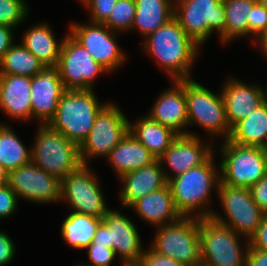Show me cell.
Instances as JSON below:
<instances>
[{
    "mask_svg": "<svg viewBox=\"0 0 267 266\" xmlns=\"http://www.w3.org/2000/svg\"><path fill=\"white\" fill-rule=\"evenodd\" d=\"M143 41V53L154 59L169 81L193 79L192 68L202 47L185 33L175 17Z\"/></svg>",
    "mask_w": 267,
    "mask_h": 266,
    "instance_id": "1",
    "label": "cell"
},
{
    "mask_svg": "<svg viewBox=\"0 0 267 266\" xmlns=\"http://www.w3.org/2000/svg\"><path fill=\"white\" fill-rule=\"evenodd\" d=\"M214 152L203 164L193 167L168 181L175 208L182 217H211L212 192L218 193L220 164ZM214 190V191H213Z\"/></svg>",
    "mask_w": 267,
    "mask_h": 266,
    "instance_id": "2",
    "label": "cell"
},
{
    "mask_svg": "<svg viewBox=\"0 0 267 266\" xmlns=\"http://www.w3.org/2000/svg\"><path fill=\"white\" fill-rule=\"evenodd\" d=\"M108 102H100L95 88L66 90L61 95L56 114L49 125L80 146L93 127L99 111Z\"/></svg>",
    "mask_w": 267,
    "mask_h": 266,
    "instance_id": "3",
    "label": "cell"
},
{
    "mask_svg": "<svg viewBox=\"0 0 267 266\" xmlns=\"http://www.w3.org/2000/svg\"><path fill=\"white\" fill-rule=\"evenodd\" d=\"M31 145V161L62 181L81 165L79 146L49 124H38Z\"/></svg>",
    "mask_w": 267,
    "mask_h": 266,
    "instance_id": "4",
    "label": "cell"
},
{
    "mask_svg": "<svg viewBox=\"0 0 267 266\" xmlns=\"http://www.w3.org/2000/svg\"><path fill=\"white\" fill-rule=\"evenodd\" d=\"M217 92H212L194 78L185 79L188 128L201 127L212 142L217 137L222 141L228 140L231 134L221 90Z\"/></svg>",
    "mask_w": 267,
    "mask_h": 266,
    "instance_id": "5",
    "label": "cell"
},
{
    "mask_svg": "<svg viewBox=\"0 0 267 266\" xmlns=\"http://www.w3.org/2000/svg\"><path fill=\"white\" fill-rule=\"evenodd\" d=\"M199 236L202 264L246 266L249 240L235 233L230 227L215 221L212 217L199 218Z\"/></svg>",
    "mask_w": 267,
    "mask_h": 266,
    "instance_id": "6",
    "label": "cell"
},
{
    "mask_svg": "<svg viewBox=\"0 0 267 266\" xmlns=\"http://www.w3.org/2000/svg\"><path fill=\"white\" fill-rule=\"evenodd\" d=\"M220 155V177L231 186L250 188L267 173V149L241 146L229 140L216 146Z\"/></svg>",
    "mask_w": 267,
    "mask_h": 266,
    "instance_id": "7",
    "label": "cell"
},
{
    "mask_svg": "<svg viewBox=\"0 0 267 266\" xmlns=\"http://www.w3.org/2000/svg\"><path fill=\"white\" fill-rule=\"evenodd\" d=\"M216 196L223 210L222 213L214 210L211 217L250 240L266 215L252 199L250 189L231 186L220 180Z\"/></svg>",
    "mask_w": 267,
    "mask_h": 266,
    "instance_id": "8",
    "label": "cell"
},
{
    "mask_svg": "<svg viewBox=\"0 0 267 266\" xmlns=\"http://www.w3.org/2000/svg\"><path fill=\"white\" fill-rule=\"evenodd\" d=\"M174 17L199 46L202 47L214 32L224 45L226 18L223 0H174Z\"/></svg>",
    "mask_w": 267,
    "mask_h": 266,
    "instance_id": "9",
    "label": "cell"
},
{
    "mask_svg": "<svg viewBox=\"0 0 267 266\" xmlns=\"http://www.w3.org/2000/svg\"><path fill=\"white\" fill-rule=\"evenodd\" d=\"M139 232L131 217L118 209H109L90 245L108 246L114 250L120 264L136 266L144 251Z\"/></svg>",
    "mask_w": 267,
    "mask_h": 266,
    "instance_id": "10",
    "label": "cell"
},
{
    "mask_svg": "<svg viewBox=\"0 0 267 266\" xmlns=\"http://www.w3.org/2000/svg\"><path fill=\"white\" fill-rule=\"evenodd\" d=\"M155 230L149 243L154 251L173 258L183 266H198L202 263L199 218L181 217Z\"/></svg>",
    "mask_w": 267,
    "mask_h": 266,
    "instance_id": "11",
    "label": "cell"
},
{
    "mask_svg": "<svg viewBox=\"0 0 267 266\" xmlns=\"http://www.w3.org/2000/svg\"><path fill=\"white\" fill-rule=\"evenodd\" d=\"M129 119L114 101H109L98 113L93 127L79 146L83 165L91 159L109 156L112 149L128 134Z\"/></svg>",
    "mask_w": 267,
    "mask_h": 266,
    "instance_id": "12",
    "label": "cell"
},
{
    "mask_svg": "<svg viewBox=\"0 0 267 266\" xmlns=\"http://www.w3.org/2000/svg\"><path fill=\"white\" fill-rule=\"evenodd\" d=\"M90 165H81L61 181L60 204H69L71 211L102 218L109 206L99 176Z\"/></svg>",
    "mask_w": 267,
    "mask_h": 266,
    "instance_id": "13",
    "label": "cell"
},
{
    "mask_svg": "<svg viewBox=\"0 0 267 266\" xmlns=\"http://www.w3.org/2000/svg\"><path fill=\"white\" fill-rule=\"evenodd\" d=\"M68 27L67 32L111 75L127 62V54L117 43L120 33L101 23L70 21Z\"/></svg>",
    "mask_w": 267,
    "mask_h": 266,
    "instance_id": "14",
    "label": "cell"
},
{
    "mask_svg": "<svg viewBox=\"0 0 267 266\" xmlns=\"http://www.w3.org/2000/svg\"><path fill=\"white\" fill-rule=\"evenodd\" d=\"M56 68L65 90L94 89L98 77L110 74L69 33L64 36Z\"/></svg>",
    "mask_w": 267,
    "mask_h": 266,
    "instance_id": "15",
    "label": "cell"
},
{
    "mask_svg": "<svg viewBox=\"0 0 267 266\" xmlns=\"http://www.w3.org/2000/svg\"><path fill=\"white\" fill-rule=\"evenodd\" d=\"M8 185L18 199L38 204H55L61 200V181L30 161L8 172Z\"/></svg>",
    "mask_w": 267,
    "mask_h": 266,
    "instance_id": "16",
    "label": "cell"
},
{
    "mask_svg": "<svg viewBox=\"0 0 267 266\" xmlns=\"http://www.w3.org/2000/svg\"><path fill=\"white\" fill-rule=\"evenodd\" d=\"M201 138L188 134L178 135L159 158L167 182L203 164L215 152V144L209 139L206 142Z\"/></svg>",
    "mask_w": 267,
    "mask_h": 266,
    "instance_id": "17",
    "label": "cell"
},
{
    "mask_svg": "<svg viewBox=\"0 0 267 266\" xmlns=\"http://www.w3.org/2000/svg\"><path fill=\"white\" fill-rule=\"evenodd\" d=\"M171 86L162 90L146 113L163 126L171 128L178 135L199 136L188 130L187 101L185 97V80H172Z\"/></svg>",
    "mask_w": 267,
    "mask_h": 266,
    "instance_id": "18",
    "label": "cell"
},
{
    "mask_svg": "<svg viewBox=\"0 0 267 266\" xmlns=\"http://www.w3.org/2000/svg\"><path fill=\"white\" fill-rule=\"evenodd\" d=\"M65 91L56 67H46L33 76L30 90L32 119L38 121L37 124H49Z\"/></svg>",
    "mask_w": 267,
    "mask_h": 266,
    "instance_id": "19",
    "label": "cell"
},
{
    "mask_svg": "<svg viewBox=\"0 0 267 266\" xmlns=\"http://www.w3.org/2000/svg\"><path fill=\"white\" fill-rule=\"evenodd\" d=\"M220 88L226 118L231 128L263 104L262 85L255 81L246 83L230 74Z\"/></svg>",
    "mask_w": 267,
    "mask_h": 266,
    "instance_id": "20",
    "label": "cell"
},
{
    "mask_svg": "<svg viewBox=\"0 0 267 266\" xmlns=\"http://www.w3.org/2000/svg\"><path fill=\"white\" fill-rule=\"evenodd\" d=\"M32 77L0 74V111L9 120H32L30 90Z\"/></svg>",
    "mask_w": 267,
    "mask_h": 266,
    "instance_id": "21",
    "label": "cell"
},
{
    "mask_svg": "<svg viewBox=\"0 0 267 266\" xmlns=\"http://www.w3.org/2000/svg\"><path fill=\"white\" fill-rule=\"evenodd\" d=\"M118 180L121 184L120 191L117 193L121 209H128L139 198L168 183L159 159L150 165L125 173Z\"/></svg>",
    "mask_w": 267,
    "mask_h": 266,
    "instance_id": "22",
    "label": "cell"
},
{
    "mask_svg": "<svg viewBox=\"0 0 267 266\" xmlns=\"http://www.w3.org/2000/svg\"><path fill=\"white\" fill-rule=\"evenodd\" d=\"M128 209L134 210V213L146 224L155 226L154 229L174 223L182 217L175 208L168 183L139 198Z\"/></svg>",
    "mask_w": 267,
    "mask_h": 266,
    "instance_id": "23",
    "label": "cell"
},
{
    "mask_svg": "<svg viewBox=\"0 0 267 266\" xmlns=\"http://www.w3.org/2000/svg\"><path fill=\"white\" fill-rule=\"evenodd\" d=\"M116 178L155 162L156 157L131 134H128L112 149L106 158Z\"/></svg>",
    "mask_w": 267,
    "mask_h": 266,
    "instance_id": "24",
    "label": "cell"
},
{
    "mask_svg": "<svg viewBox=\"0 0 267 266\" xmlns=\"http://www.w3.org/2000/svg\"><path fill=\"white\" fill-rule=\"evenodd\" d=\"M48 22L32 24L22 33L21 43L33 53L45 67H57L64 37L56 38ZM59 41V42H58Z\"/></svg>",
    "mask_w": 267,
    "mask_h": 266,
    "instance_id": "25",
    "label": "cell"
},
{
    "mask_svg": "<svg viewBox=\"0 0 267 266\" xmlns=\"http://www.w3.org/2000/svg\"><path fill=\"white\" fill-rule=\"evenodd\" d=\"M130 134L159 159L178 136L171 128L161 125L149 115L129 120Z\"/></svg>",
    "mask_w": 267,
    "mask_h": 266,
    "instance_id": "26",
    "label": "cell"
},
{
    "mask_svg": "<svg viewBox=\"0 0 267 266\" xmlns=\"http://www.w3.org/2000/svg\"><path fill=\"white\" fill-rule=\"evenodd\" d=\"M132 30L146 38L174 17V0H135Z\"/></svg>",
    "mask_w": 267,
    "mask_h": 266,
    "instance_id": "27",
    "label": "cell"
},
{
    "mask_svg": "<svg viewBox=\"0 0 267 266\" xmlns=\"http://www.w3.org/2000/svg\"><path fill=\"white\" fill-rule=\"evenodd\" d=\"M241 146L267 149V106L263 103L231 128L228 138Z\"/></svg>",
    "mask_w": 267,
    "mask_h": 266,
    "instance_id": "28",
    "label": "cell"
},
{
    "mask_svg": "<svg viewBox=\"0 0 267 266\" xmlns=\"http://www.w3.org/2000/svg\"><path fill=\"white\" fill-rule=\"evenodd\" d=\"M102 220L93 215L70 211L60 225V235L70 247L84 250L92 243Z\"/></svg>",
    "mask_w": 267,
    "mask_h": 266,
    "instance_id": "29",
    "label": "cell"
},
{
    "mask_svg": "<svg viewBox=\"0 0 267 266\" xmlns=\"http://www.w3.org/2000/svg\"><path fill=\"white\" fill-rule=\"evenodd\" d=\"M30 161L31 146L26 147L11 125L0 121V165L10 172Z\"/></svg>",
    "mask_w": 267,
    "mask_h": 266,
    "instance_id": "30",
    "label": "cell"
},
{
    "mask_svg": "<svg viewBox=\"0 0 267 266\" xmlns=\"http://www.w3.org/2000/svg\"><path fill=\"white\" fill-rule=\"evenodd\" d=\"M45 68L21 42L14 43L0 60V74L33 77Z\"/></svg>",
    "mask_w": 267,
    "mask_h": 266,
    "instance_id": "31",
    "label": "cell"
},
{
    "mask_svg": "<svg viewBox=\"0 0 267 266\" xmlns=\"http://www.w3.org/2000/svg\"><path fill=\"white\" fill-rule=\"evenodd\" d=\"M223 2L226 18L224 45H226L235 39L248 37L249 13L257 0H223Z\"/></svg>",
    "mask_w": 267,
    "mask_h": 266,
    "instance_id": "32",
    "label": "cell"
},
{
    "mask_svg": "<svg viewBox=\"0 0 267 266\" xmlns=\"http://www.w3.org/2000/svg\"><path fill=\"white\" fill-rule=\"evenodd\" d=\"M135 12V0H118L108 19L103 24L114 32L121 34H124V32L130 33Z\"/></svg>",
    "mask_w": 267,
    "mask_h": 266,
    "instance_id": "33",
    "label": "cell"
},
{
    "mask_svg": "<svg viewBox=\"0 0 267 266\" xmlns=\"http://www.w3.org/2000/svg\"><path fill=\"white\" fill-rule=\"evenodd\" d=\"M29 7L27 0H0V25L17 30L29 18Z\"/></svg>",
    "mask_w": 267,
    "mask_h": 266,
    "instance_id": "34",
    "label": "cell"
},
{
    "mask_svg": "<svg viewBox=\"0 0 267 266\" xmlns=\"http://www.w3.org/2000/svg\"><path fill=\"white\" fill-rule=\"evenodd\" d=\"M88 255L87 261H80L73 264V266H112L116 256L114 250L108 246L89 245L84 249Z\"/></svg>",
    "mask_w": 267,
    "mask_h": 266,
    "instance_id": "35",
    "label": "cell"
},
{
    "mask_svg": "<svg viewBox=\"0 0 267 266\" xmlns=\"http://www.w3.org/2000/svg\"><path fill=\"white\" fill-rule=\"evenodd\" d=\"M248 20V37L252 43L267 28V8L256 2L250 11Z\"/></svg>",
    "mask_w": 267,
    "mask_h": 266,
    "instance_id": "36",
    "label": "cell"
},
{
    "mask_svg": "<svg viewBox=\"0 0 267 266\" xmlns=\"http://www.w3.org/2000/svg\"><path fill=\"white\" fill-rule=\"evenodd\" d=\"M118 0H91L86 6L89 18L88 22L103 24L109 17Z\"/></svg>",
    "mask_w": 267,
    "mask_h": 266,
    "instance_id": "37",
    "label": "cell"
},
{
    "mask_svg": "<svg viewBox=\"0 0 267 266\" xmlns=\"http://www.w3.org/2000/svg\"><path fill=\"white\" fill-rule=\"evenodd\" d=\"M18 200L17 195L8 184L0 186V220L11 218L17 213L20 202Z\"/></svg>",
    "mask_w": 267,
    "mask_h": 266,
    "instance_id": "38",
    "label": "cell"
},
{
    "mask_svg": "<svg viewBox=\"0 0 267 266\" xmlns=\"http://www.w3.org/2000/svg\"><path fill=\"white\" fill-rule=\"evenodd\" d=\"M137 266H183L171 257L161 255L154 251L150 246L144 248L140 263Z\"/></svg>",
    "mask_w": 267,
    "mask_h": 266,
    "instance_id": "39",
    "label": "cell"
},
{
    "mask_svg": "<svg viewBox=\"0 0 267 266\" xmlns=\"http://www.w3.org/2000/svg\"><path fill=\"white\" fill-rule=\"evenodd\" d=\"M16 244L12 237L3 230H0V266H7L12 263L16 256Z\"/></svg>",
    "mask_w": 267,
    "mask_h": 266,
    "instance_id": "40",
    "label": "cell"
},
{
    "mask_svg": "<svg viewBox=\"0 0 267 266\" xmlns=\"http://www.w3.org/2000/svg\"><path fill=\"white\" fill-rule=\"evenodd\" d=\"M249 189L254 202L267 214V173Z\"/></svg>",
    "mask_w": 267,
    "mask_h": 266,
    "instance_id": "41",
    "label": "cell"
},
{
    "mask_svg": "<svg viewBox=\"0 0 267 266\" xmlns=\"http://www.w3.org/2000/svg\"><path fill=\"white\" fill-rule=\"evenodd\" d=\"M250 246L267 251V214L263 217L262 223L256 233L249 240Z\"/></svg>",
    "mask_w": 267,
    "mask_h": 266,
    "instance_id": "42",
    "label": "cell"
},
{
    "mask_svg": "<svg viewBox=\"0 0 267 266\" xmlns=\"http://www.w3.org/2000/svg\"><path fill=\"white\" fill-rule=\"evenodd\" d=\"M14 31H16L15 28L7 25H0V60L15 43L14 39H16V34H14Z\"/></svg>",
    "mask_w": 267,
    "mask_h": 266,
    "instance_id": "43",
    "label": "cell"
},
{
    "mask_svg": "<svg viewBox=\"0 0 267 266\" xmlns=\"http://www.w3.org/2000/svg\"><path fill=\"white\" fill-rule=\"evenodd\" d=\"M246 266H267V251L249 246Z\"/></svg>",
    "mask_w": 267,
    "mask_h": 266,
    "instance_id": "44",
    "label": "cell"
},
{
    "mask_svg": "<svg viewBox=\"0 0 267 266\" xmlns=\"http://www.w3.org/2000/svg\"><path fill=\"white\" fill-rule=\"evenodd\" d=\"M252 44L254 47L257 46L259 49L257 51H260L261 56L267 61V28L255 38Z\"/></svg>",
    "mask_w": 267,
    "mask_h": 266,
    "instance_id": "45",
    "label": "cell"
},
{
    "mask_svg": "<svg viewBox=\"0 0 267 266\" xmlns=\"http://www.w3.org/2000/svg\"><path fill=\"white\" fill-rule=\"evenodd\" d=\"M8 184V171L0 165V186Z\"/></svg>",
    "mask_w": 267,
    "mask_h": 266,
    "instance_id": "46",
    "label": "cell"
},
{
    "mask_svg": "<svg viewBox=\"0 0 267 266\" xmlns=\"http://www.w3.org/2000/svg\"><path fill=\"white\" fill-rule=\"evenodd\" d=\"M264 85L262 84V91H263V103L267 106V84L265 85V87H263Z\"/></svg>",
    "mask_w": 267,
    "mask_h": 266,
    "instance_id": "47",
    "label": "cell"
},
{
    "mask_svg": "<svg viewBox=\"0 0 267 266\" xmlns=\"http://www.w3.org/2000/svg\"><path fill=\"white\" fill-rule=\"evenodd\" d=\"M79 1L78 3L81 4L84 9L86 8V6L91 2V0H76Z\"/></svg>",
    "mask_w": 267,
    "mask_h": 266,
    "instance_id": "48",
    "label": "cell"
},
{
    "mask_svg": "<svg viewBox=\"0 0 267 266\" xmlns=\"http://www.w3.org/2000/svg\"><path fill=\"white\" fill-rule=\"evenodd\" d=\"M258 3H260L262 6L267 8V0H257Z\"/></svg>",
    "mask_w": 267,
    "mask_h": 266,
    "instance_id": "49",
    "label": "cell"
}]
</instances>
